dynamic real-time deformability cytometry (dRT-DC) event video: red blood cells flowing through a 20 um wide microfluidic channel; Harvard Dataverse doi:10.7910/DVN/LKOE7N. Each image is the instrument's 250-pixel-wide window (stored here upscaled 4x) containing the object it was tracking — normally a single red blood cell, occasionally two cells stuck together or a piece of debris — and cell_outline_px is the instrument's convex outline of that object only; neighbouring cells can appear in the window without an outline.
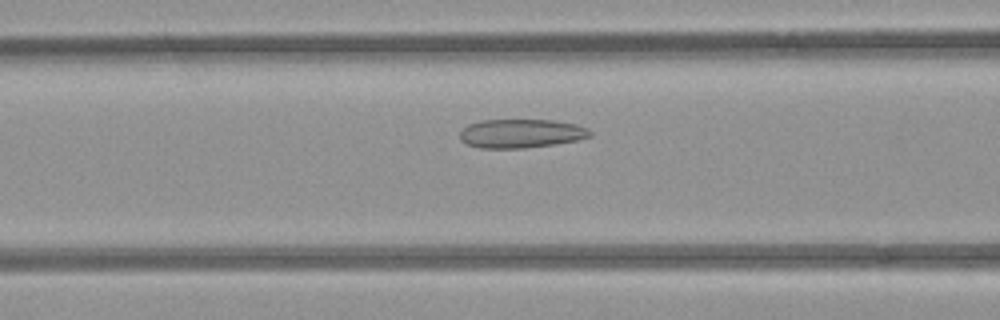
{"species": "common noctule bat (a hibernating species)", "species_latin": "Nyctalus noctula", "temperature_condition": "room temperature", "stored_images_in_passage": 42, "camera_frame_rate_fps": 3000, "um_per_image_px": 0.085, "animal": {"sex": "female", "body_mass_g": 21.9}, "frame": {"image": 1, "passage_image": 10, "time_ms": 3.0, "image_size_px": [1000, 320], "cell_outline_px": [[592, 136], [576, 140], [552, 144], [524, 148], [480, 148], [468, 144], [460, 140], [460, 132], [468, 124], [480, 120], [552, 120], [576, 124], [588, 128], [592, 132]], "centroid_in_image_um": [44.29, 11.34], "position_along_channel_um": 122.3, "area_um2": 21.79}}
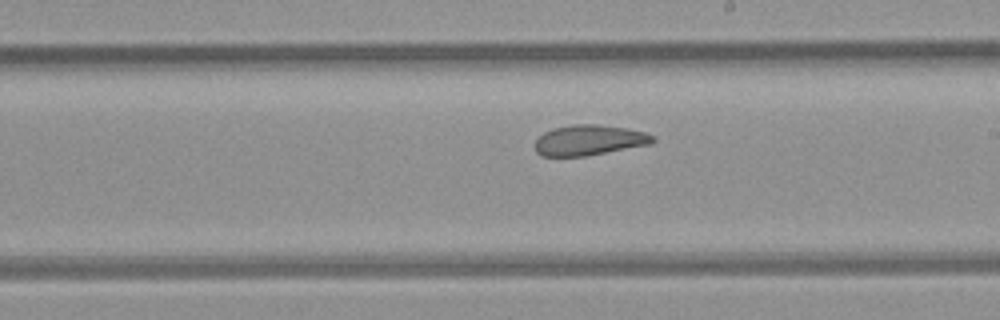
{"frame": {"image": 2, "passage_image": 19, "time_ms": 6.0, "image_size_px": [1000, 320], "cell_outline_px": [[656, 140], [652, 144], [584, 156], [540, 156], [536, 152], [536, 140], [544, 132], [552, 128], [572, 124], [600, 124], [628, 128], [644, 132], [652, 136]], "centroid_in_image_um": [50.08, 11.9], "position_along_channel_um": 238.9, "area_um2": 20.92}}
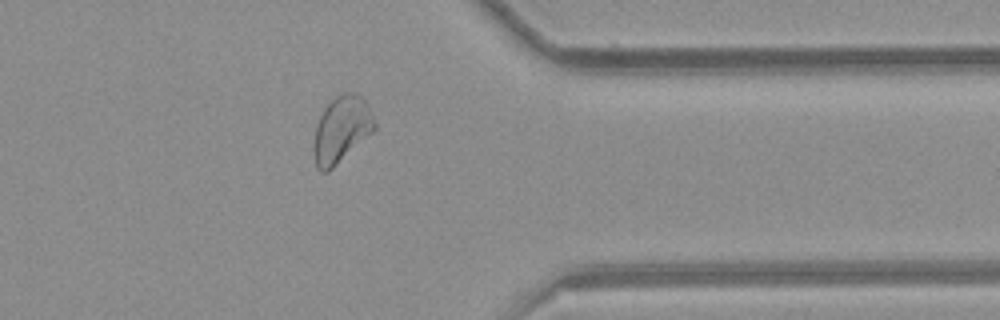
{"frame": {"image": 3, "passage_image": 31, "time_ms": 10.0, "image_size_px": [1000, 320], "cell_outline_px": [[376, 128], [372, 132], [328, 172], [320, 172], [316, 168], [312, 152], [312, 144], [316, 128], [320, 116], [324, 108], [340, 92], [356, 92], [368, 104], [376, 124]], "centroid_in_image_um": [28.99, 11.01], "position_along_channel_um": 382.4, "area_um2": 23.58}, "authors_computed_cell_mechanics": {"area_um2": 23.2934, "velocity_mm_per_s": 3.8808, "shape_relaxation_time_tau1_ms": null, "shape_relaxation_time_tau2_ms": 2.217, "deformation_change_tau1": null, "deformation_change_tau2": 0.0868}}